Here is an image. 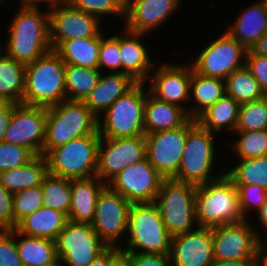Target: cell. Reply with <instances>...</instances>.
I'll return each mask as SVG.
<instances>
[{
	"label": "cell",
	"instance_id": "4",
	"mask_svg": "<svg viewBox=\"0 0 267 266\" xmlns=\"http://www.w3.org/2000/svg\"><path fill=\"white\" fill-rule=\"evenodd\" d=\"M84 135H99L98 118L83 101L64 100L47 108L43 155Z\"/></svg>",
	"mask_w": 267,
	"mask_h": 266
},
{
	"label": "cell",
	"instance_id": "54",
	"mask_svg": "<svg viewBox=\"0 0 267 266\" xmlns=\"http://www.w3.org/2000/svg\"><path fill=\"white\" fill-rule=\"evenodd\" d=\"M255 266H267V251L262 244L256 254Z\"/></svg>",
	"mask_w": 267,
	"mask_h": 266
},
{
	"label": "cell",
	"instance_id": "34",
	"mask_svg": "<svg viewBox=\"0 0 267 266\" xmlns=\"http://www.w3.org/2000/svg\"><path fill=\"white\" fill-rule=\"evenodd\" d=\"M101 74L99 68L66 64L64 81L67 100L84 101L97 86Z\"/></svg>",
	"mask_w": 267,
	"mask_h": 266
},
{
	"label": "cell",
	"instance_id": "52",
	"mask_svg": "<svg viewBox=\"0 0 267 266\" xmlns=\"http://www.w3.org/2000/svg\"><path fill=\"white\" fill-rule=\"evenodd\" d=\"M210 266H255V260H214Z\"/></svg>",
	"mask_w": 267,
	"mask_h": 266
},
{
	"label": "cell",
	"instance_id": "20",
	"mask_svg": "<svg viewBox=\"0 0 267 266\" xmlns=\"http://www.w3.org/2000/svg\"><path fill=\"white\" fill-rule=\"evenodd\" d=\"M191 73V66L165 63L152 74L150 72L152 83L148 86L149 92L161 101L182 107L188 113V109L181 104L190 100Z\"/></svg>",
	"mask_w": 267,
	"mask_h": 266
},
{
	"label": "cell",
	"instance_id": "36",
	"mask_svg": "<svg viewBox=\"0 0 267 266\" xmlns=\"http://www.w3.org/2000/svg\"><path fill=\"white\" fill-rule=\"evenodd\" d=\"M43 206L68 216L71 205V180L48 174L42 184Z\"/></svg>",
	"mask_w": 267,
	"mask_h": 266
},
{
	"label": "cell",
	"instance_id": "24",
	"mask_svg": "<svg viewBox=\"0 0 267 266\" xmlns=\"http://www.w3.org/2000/svg\"><path fill=\"white\" fill-rule=\"evenodd\" d=\"M106 186L107 184L97 176L71 179V205L67 216L68 220L92 223L98 196Z\"/></svg>",
	"mask_w": 267,
	"mask_h": 266
},
{
	"label": "cell",
	"instance_id": "18",
	"mask_svg": "<svg viewBox=\"0 0 267 266\" xmlns=\"http://www.w3.org/2000/svg\"><path fill=\"white\" fill-rule=\"evenodd\" d=\"M50 43L55 50L63 41L97 36L101 31L96 16L76 9L71 4L49 8Z\"/></svg>",
	"mask_w": 267,
	"mask_h": 266
},
{
	"label": "cell",
	"instance_id": "9",
	"mask_svg": "<svg viewBox=\"0 0 267 266\" xmlns=\"http://www.w3.org/2000/svg\"><path fill=\"white\" fill-rule=\"evenodd\" d=\"M197 186L164 178L155 199L167 232L173 237L193 230L196 223L195 192Z\"/></svg>",
	"mask_w": 267,
	"mask_h": 266
},
{
	"label": "cell",
	"instance_id": "23",
	"mask_svg": "<svg viewBox=\"0 0 267 266\" xmlns=\"http://www.w3.org/2000/svg\"><path fill=\"white\" fill-rule=\"evenodd\" d=\"M138 84L131 76L121 72L101 74L97 86L83 101L99 119L111 104Z\"/></svg>",
	"mask_w": 267,
	"mask_h": 266
},
{
	"label": "cell",
	"instance_id": "41",
	"mask_svg": "<svg viewBox=\"0 0 267 266\" xmlns=\"http://www.w3.org/2000/svg\"><path fill=\"white\" fill-rule=\"evenodd\" d=\"M70 4L76 9L96 16L99 20L110 14L125 16V0H71Z\"/></svg>",
	"mask_w": 267,
	"mask_h": 266
},
{
	"label": "cell",
	"instance_id": "10",
	"mask_svg": "<svg viewBox=\"0 0 267 266\" xmlns=\"http://www.w3.org/2000/svg\"><path fill=\"white\" fill-rule=\"evenodd\" d=\"M55 242L58 259L65 266H89L108 247L91 223L70 220Z\"/></svg>",
	"mask_w": 267,
	"mask_h": 266
},
{
	"label": "cell",
	"instance_id": "14",
	"mask_svg": "<svg viewBox=\"0 0 267 266\" xmlns=\"http://www.w3.org/2000/svg\"><path fill=\"white\" fill-rule=\"evenodd\" d=\"M188 121L181 127L145 134L146 159L163 178H173L180 167Z\"/></svg>",
	"mask_w": 267,
	"mask_h": 266
},
{
	"label": "cell",
	"instance_id": "1",
	"mask_svg": "<svg viewBox=\"0 0 267 266\" xmlns=\"http://www.w3.org/2000/svg\"><path fill=\"white\" fill-rule=\"evenodd\" d=\"M9 26L6 52L23 65L33 63L48 53L50 43L49 11L41 12L38 7L21 5Z\"/></svg>",
	"mask_w": 267,
	"mask_h": 266
},
{
	"label": "cell",
	"instance_id": "46",
	"mask_svg": "<svg viewBox=\"0 0 267 266\" xmlns=\"http://www.w3.org/2000/svg\"><path fill=\"white\" fill-rule=\"evenodd\" d=\"M246 67L258 81L263 92L267 91V58L253 53L250 49L246 52Z\"/></svg>",
	"mask_w": 267,
	"mask_h": 266
},
{
	"label": "cell",
	"instance_id": "25",
	"mask_svg": "<svg viewBox=\"0 0 267 266\" xmlns=\"http://www.w3.org/2000/svg\"><path fill=\"white\" fill-rule=\"evenodd\" d=\"M189 119L188 113L182 107L157 99L147 89L144 107L145 134L181 127Z\"/></svg>",
	"mask_w": 267,
	"mask_h": 266
},
{
	"label": "cell",
	"instance_id": "8",
	"mask_svg": "<svg viewBox=\"0 0 267 266\" xmlns=\"http://www.w3.org/2000/svg\"><path fill=\"white\" fill-rule=\"evenodd\" d=\"M144 87V83H138L100 116L98 132L101 137L119 139L145 135L144 107L147 93Z\"/></svg>",
	"mask_w": 267,
	"mask_h": 266
},
{
	"label": "cell",
	"instance_id": "40",
	"mask_svg": "<svg viewBox=\"0 0 267 266\" xmlns=\"http://www.w3.org/2000/svg\"><path fill=\"white\" fill-rule=\"evenodd\" d=\"M41 185L28 188L13 194V210L15 216V228L26 216L32 214L43 206Z\"/></svg>",
	"mask_w": 267,
	"mask_h": 266
},
{
	"label": "cell",
	"instance_id": "53",
	"mask_svg": "<svg viewBox=\"0 0 267 266\" xmlns=\"http://www.w3.org/2000/svg\"><path fill=\"white\" fill-rule=\"evenodd\" d=\"M253 53L267 58V33H265L250 49Z\"/></svg>",
	"mask_w": 267,
	"mask_h": 266
},
{
	"label": "cell",
	"instance_id": "37",
	"mask_svg": "<svg viewBox=\"0 0 267 266\" xmlns=\"http://www.w3.org/2000/svg\"><path fill=\"white\" fill-rule=\"evenodd\" d=\"M240 161L225 173L234 184L258 185L267 190V156L240 159Z\"/></svg>",
	"mask_w": 267,
	"mask_h": 266
},
{
	"label": "cell",
	"instance_id": "47",
	"mask_svg": "<svg viewBox=\"0 0 267 266\" xmlns=\"http://www.w3.org/2000/svg\"><path fill=\"white\" fill-rule=\"evenodd\" d=\"M0 229H15L13 194L0 183Z\"/></svg>",
	"mask_w": 267,
	"mask_h": 266
},
{
	"label": "cell",
	"instance_id": "5",
	"mask_svg": "<svg viewBox=\"0 0 267 266\" xmlns=\"http://www.w3.org/2000/svg\"><path fill=\"white\" fill-rule=\"evenodd\" d=\"M130 238L122 253H154L170 255L172 236L167 232L157 205L152 203H131L128 215ZM122 248V249H121Z\"/></svg>",
	"mask_w": 267,
	"mask_h": 266
},
{
	"label": "cell",
	"instance_id": "30",
	"mask_svg": "<svg viewBox=\"0 0 267 266\" xmlns=\"http://www.w3.org/2000/svg\"><path fill=\"white\" fill-rule=\"evenodd\" d=\"M225 94V80L204 76L197 73L192 67L190 99L192 97L197 105L188 110L189 117L196 119L203 111Z\"/></svg>",
	"mask_w": 267,
	"mask_h": 266
},
{
	"label": "cell",
	"instance_id": "60",
	"mask_svg": "<svg viewBox=\"0 0 267 266\" xmlns=\"http://www.w3.org/2000/svg\"><path fill=\"white\" fill-rule=\"evenodd\" d=\"M1 47H2V46L0 45V56L2 55V51H1V50H2V48H1Z\"/></svg>",
	"mask_w": 267,
	"mask_h": 266
},
{
	"label": "cell",
	"instance_id": "2",
	"mask_svg": "<svg viewBox=\"0 0 267 266\" xmlns=\"http://www.w3.org/2000/svg\"><path fill=\"white\" fill-rule=\"evenodd\" d=\"M65 62L51 49L25 67V91L21 104L51 107L67 100Z\"/></svg>",
	"mask_w": 267,
	"mask_h": 266
},
{
	"label": "cell",
	"instance_id": "48",
	"mask_svg": "<svg viewBox=\"0 0 267 266\" xmlns=\"http://www.w3.org/2000/svg\"><path fill=\"white\" fill-rule=\"evenodd\" d=\"M130 266H172L170 255L154 253H122Z\"/></svg>",
	"mask_w": 267,
	"mask_h": 266
},
{
	"label": "cell",
	"instance_id": "3",
	"mask_svg": "<svg viewBox=\"0 0 267 266\" xmlns=\"http://www.w3.org/2000/svg\"><path fill=\"white\" fill-rule=\"evenodd\" d=\"M195 209L198 224L194 226L198 227L214 228L244 220L239 208L237 188L226 174L197 186Z\"/></svg>",
	"mask_w": 267,
	"mask_h": 266
},
{
	"label": "cell",
	"instance_id": "7",
	"mask_svg": "<svg viewBox=\"0 0 267 266\" xmlns=\"http://www.w3.org/2000/svg\"><path fill=\"white\" fill-rule=\"evenodd\" d=\"M100 135H84L52 149L45 157L48 174L66 179L96 176Z\"/></svg>",
	"mask_w": 267,
	"mask_h": 266
},
{
	"label": "cell",
	"instance_id": "19",
	"mask_svg": "<svg viewBox=\"0 0 267 266\" xmlns=\"http://www.w3.org/2000/svg\"><path fill=\"white\" fill-rule=\"evenodd\" d=\"M172 266H210L214 262L212 228L198 227L172 237Z\"/></svg>",
	"mask_w": 267,
	"mask_h": 266
},
{
	"label": "cell",
	"instance_id": "50",
	"mask_svg": "<svg viewBox=\"0 0 267 266\" xmlns=\"http://www.w3.org/2000/svg\"><path fill=\"white\" fill-rule=\"evenodd\" d=\"M17 104L0 102V142L4 141L5 132L9 126L13 109Z\"/></svg>",
	"mask_w": 267,
	"mask_h": 266
},
{
	"label": "cell",
	"instance_id": "39",
	"mask_svg": "<svg viewBox=\"0 0 267 266\" xmlns=\"http://www.w3.org/2000/svg\"><path fill=\"white\" fill-rule=\"evenodd\" d=\"M234 133L239 135L233 145L239 159L267 156V129Z\"/></svg>",
	"mask_w": 267,
	"mask_h": 266
},
{
	"label": "cell",
	"instance_id": "15",
	"mask_svg": "<svg viewBox=\"0 0 267 266\" xmlns=\"http://www.w3.org/2000/svg\"><path fill=\"white\" fill-rule=\"evenodd\" d=\"M47 121V107L17 104L4 142L28 148L35 156L43 155Z\"/></svg>",
	"mask_w": 267,
	"mask_h": 266
},
{
	"label": "cell",
	"instance_id": "22",
	"mask_svg": "<svg viewBox=\"0 0 267 266\" xmlns=\"http://www.w3.org/2000/svg\"><path fill=\"white\" fill-rule=\"evenodd\" d=\"M124 30L125 35L119 36L121 73L128 74L138 83L146 84L149 81V72L155 63L149 58L147 46L140 41L144 33Z\"/></svg>",
	"mask_w": 267,
	"mask_h": 266
},
{
	"label": "cell",
	"instance_id": "57",
	"mask_svg": "<svg viewBox=\"0 0 267 266\" xmlns=\"http://www.w3.org/2000/svg\"><path fill=\"white\" fill-rule=\"evenodd\" d=\"M62 264V262L61 261H57L55 264H53V265H51V266H63V265H61ZM65 266V265H64Z\"/></svg>",
	"mask_w": 267,
	"mask_h": 266
},
{
	"label": "cell",
	"instance_id": "16",
	"mask_svg": "<svg viewBox=\"0 0 267 266\" xmlns=\"http://www.w3.org/2000/svg\"><path fill=\"white\" fill-rule=\"evenodd\" d=\"M163 179L145 158L122 170L108 182V186L130 203H152L155 202Z\"/></svg>",
	"mask_w": 267,
	"mask_h": 266
},
{
	"label": "cell",
	"instance_id": "44",
	"mask_svg": "<svg viewBox=\"0 0 267 266\" xmlns=\"http://www.w3.org/2000/svg\"><path fill=\"white\" fill-rule=\"evenodd\" d=\"M238 191L239 208L242 216L246 219L252 206L258 211L267 199V190L250 184H235Z\"/></svg>",
	"mask_w": 267,
	"mask_h": 266
},
{
	"label": "cell",
	"instance_id": "21",
	"mask_svg": "<svg viewBox=\"0 0 267 266\" xmlns=\"http://www.w3.org/2000/svg\"><path fill=\"white\" fill-rule=\"evenodd\" d=\"M180 0H127L126 28L134 33H149L167 21Z\"/></svg>",
	"mask_w": 267,
	"mask_h": 266
},
{
	"label": "cell",
	"instance_id": "49",
	"mask_svg": "<svg viewBox=\"0 0 267 266\" xmlns=\"http://www.w3.org/2000/svg\"><path fill=\"white\" fill-rule=\"evenodd\" d=\"M119 247V245L108 246L89 266H111L114 260L122 253Z\"/></svg>",
	"mask_w": 267,
	"mask_h": 266
},
{
	"label": "cell",
	"instance_id": "56",
	"mask_svg": "<svg viewBox=\"0 0 267 266\" xmlns=\"http://www.w3.org/2000/svg\"><path fill=\"white\" fill-rule=\"evenodd\" d=\"M111 266H130L128 259L121 253Z\"/></svg>",
	"mask_w": 267,
	"mask_h": 266
},
{
	"label": "cell",
	"instance_id": "42",
	"mask_svg": "<svg viewBox=\"0 0 267 266\" xmlns=\"http://www.w3.org/2000/svg\"><path fill=\"white\" fill-rule=\"evenodd\" d=\"M35 155L23 146L0 142V172L27 164Z\"/></svg>",
	"mask_w": 267,
	"mask_h": 266
},
{
	"label": "cell",
	"instance_id": "45",
	"mask_svg": "<svg viewBox=\"0 0 267 266\" xmlns=\"http://www.w3.org/2000/svg\"><path fill=\"white\" fill-rule=\"evenodd\" d=\"M16 239V229H0V266H23Z\"/></svg>",
	"mask_w": 267,
	"mask_h": 266
},
{
	"label": "cell",
	"instance_id": "38",
	"mask_svg": "<svg viewBox=\"0 0 267 266\" xmlns=\"http://www.w3.org/2000/svg\"><path fill=\"white\" fill-rule=\"evenodd\" d=\"M267 129V103L264 98L240 105L235 132Z\"/></svg>",
	"mask_w": 267,
	"mask_h": 266
},
{
	"label": "cell",
	"instance_id": "32",
	"mask_svg": "<svg viewBox=\"0 0 267 266\" xmlns=\"http://www.w3.org/2000/svg\"><path fill=\"white\" fill-rule=\"evenodd\" d=\"M16 237L22 238L16 245L23 266H51L59 260L55 241L26 236L17 230Z\"/></svg>",
	"mask_w": 267,
	"mask_h": 266
},
{
	"label": "cell",
	"instance_id": "51",
	"mask_svg": "<svg viewBox=\"0 0 267 266\" xmlns=\"http://www.w3.org/2000/svg\"><path fill=\"white\" fill-rule=\"evenodd\" d=\"M44 1L50 6V8L70 4L71 0H20L21 5L38 7V3H44ZM49 2V3H48Z\"/></svg>",
	"mask_w": 267,
	"mask_h": 266
},
{
	"label": "cell",
	"instance_id": "12",
	"mask_svg": "<svg viewBox=\"0 0 267 266\" xmlns=\"http://www.w3.org/2000/svg\"><path fill=\"white\" fill-rule=\"evenodd\" d=\"M246 52L247 49L225 31L200 52L191 66L204 76L225 80L245 65Z\"/></svg>",
	"mask_w": 267,
	"mask_h": 266
},
{
	"label": "cell",
	"instance_id": "31",
	"mask_svg": "<svg viewBox=\"0 0 267 266\" xmlns=\"http://www.w3.org/2000/svg\"><path fill=\"white\" fill-rule=\"evenodd\" d=\"M240 103L231 96L224 95L213 105L203 111L196 121L212 133H220L226 126L235 132L240 110Z\"/></svg>",
	"mask_w": 267,
	"mask_h": 266
},
{
	"label": "cell",
	"instance_id": "13",
	"mask_svg": "<svg viewBox=\"0 0 267 266\" xmlns=\"http://www.w3.org/2000/svg\"><path fill=\"white\" fill-rule=\"evenodd\" d=\"M255 229L246 219L212 228L214 259L255 260L264 241Z\"/></svg>",
	"mask_w": 267,
	"mask_h": 266
},
{
	"label": "cell",
	"instance_id": "17",
	"mask_svg": "<svg viewBox=\"0 0 267 266\" xmlns=\"http://www.w3.org/2000/svg\"><path fill=\"white\" fill-rule=\"evenodd\" d=\"M130 206L126 198L108 185L99 194L91 224L108 246H117V240L127 232Z\"/></svg>",
	"mask_w": 267,
	"mask_h": 266
},
{
	"label": "cell",
	"instance_id": "28",
	"mask_svg": "<svg viewBox=\"0 0 267 266\" xmlns=\"http://www.w3.org/2000/svg\"><path fill=\"white\" fill-rule=\"evenodd\" d=\"M48 175V163L44 155H36L27 164L15 169L0 172V183L14 194L40 186Z\"/></svg>",
	"mask_w": 267,
	"mask_h": 266
},
{
	"label": "cell",
	"instance_id": "29",
	"mask_svg": "<svg viewBox=\"0 0 267 266\" xmlns=\"http://www.w3.org/2000/svg\"><path fill=\"white\" fill-rule=\"evenodd\" d=\"M101 33L94 37L63 41L55 51L65 64L98 68Z\"/></svg>",
	"mask_w": 267,
	"mask_h": 266
},
{
	"label": "cell",
	"instance_id": "55",
	"mask_svg": "<svg viewBox=\"0 0 267 266\" xmlns=\"http://www.w3.org/2000/svg\"><path fill=\"white\" fill-rule=\"evenodd\" d=\"M256 214H258L257 218L260 222L259 224L263 225L265 227V230H267V199L261 205Z\"/></svg>",
	"mask_w": 267,
	"mask_h": 266
},
{
	"label": "cell",
	"instance_id": "35",
	"mask_svg": "<svg viewBox=\"0 0 267 266\" xmlns=\"http://www.w3.org/2000/svg\"><path fill=\"white\" fill-rule=\"evenodd\" d=\"M225 90L226 95L231 96L240 104L261 99L264 95L258 81L246 65L234 70L225 79Z\"/></svg>",
	"mask_w": 267,
	"mask_h": 266
},
{
	"label": "cell",
	"instance_id": "43",
	"mask_svg": "<svg viewBox=\"0 0 267 266\" xmlns=\"http://www.w3.org/2000/svg\"><path fill=\"white\" fill-rule=\"evenodd\" d=\"M110 69V71L121 72V54L119 45V36L115 35L109 38L101 34V45L99 48L98 68Z\"/></svg>",
	"mask_w": 267,
	"mask_h": 266
},
{
	"label": "cell",
	"instance_id": "11",
	"mask_svg": "<svg viewBox=\"0 0 267 266\" xmlns=\"http://www.w3.org/2000/svg\"><path fill=\"white\" fill-rule=\"evenodd\" d=\"M145 158V135L119 139L100 136L96 176L108 185L122 170Z\"/></svg>",
	"mask_w": 267,
	"mask_h": 266
},
{
	"label": "cell",
	"instance_id": "33",
	"mask_svg": "<svg viewBox=\"0 0 267 266\" xmlns=\"http://www.w3.org/2000/svg\"><path fill=\"white\" fill-rule=\"evenodd\" d=\"M25 67L5 53L0 56V102L21 104L25 91Z\"/></svg>",
	"mask_w": 267,
	"mask_h": 266
},
{
	"label": "cell",
	"instance_id": "58",
	"mask_svg": "<svg viewBox=\"0 0 267 266\" xmlns=\"http://www.w3.org/2000/svg\"><path fill=\"white\" fill-rule=\"evenodd\" d=\"M263 98L265 99L266 103H267V91L264 92Z\"/></svg>",
	"mask_w": 267,
	"mask_h": 266
},
{
	"label": "cell",
	"instance_id": "27",
	"mask_svg": "<svg viewBox=\"0 0 267 266\" xmlns=\"http://www.w3.org/2000/svg\"><path fill=\"white\" fill-rule=\"evenodd\" d=\"M67 221L68 217L65 213L42 206L23 218L15 229L26 236L56 241Z\"/></svg>",
	"mask_w": 267,
	"mask_h": 266
},
{
	"label": "cell",
	"instance_id": "59",
	"mask_svg": "<svg viewBox=\"0 0 267 266\" xmlns=\"http://www.w3.org/2000/svg\"><path fill=\"white\" fill-rule=\"evenodd\" d=\"M261 244L267 249V240H266V242L263 241Z\"/></svg>",
	"mask_w": 267,
	"mask_h": 266
},
{
	"label": "cell",
	"instance_id": "6",
	"mask_svg": "<svg viewBox=\"0 0 267 266\" xmlns=\"http://www.w3.org/2000/svg\"><path fill=\"white\" fill-rule=\"evenodd\" d=\"M214 136V133L203 128L196 119L188 120V136L181 164L173 179L198 186L224 175H211L213 161H215Z\"/></svg>",
	"mask_w": 267,
	"mask_h": 266
},
{
	"label": "cell",
	"instance_id": "26",
	"mask_svg": "<svg viewBox=\"0 0 267 266\" xmlns=\"http://www.w3.org/2000/svg\"><path fill=\"white\" fill-rule=\"evenodd\" d=\"M226 31L247 50L267 33V6L263 0L247 7Z\"/></svg>",
	"mask_w": 267,
	"mask_h": 266
}]
</instances>
